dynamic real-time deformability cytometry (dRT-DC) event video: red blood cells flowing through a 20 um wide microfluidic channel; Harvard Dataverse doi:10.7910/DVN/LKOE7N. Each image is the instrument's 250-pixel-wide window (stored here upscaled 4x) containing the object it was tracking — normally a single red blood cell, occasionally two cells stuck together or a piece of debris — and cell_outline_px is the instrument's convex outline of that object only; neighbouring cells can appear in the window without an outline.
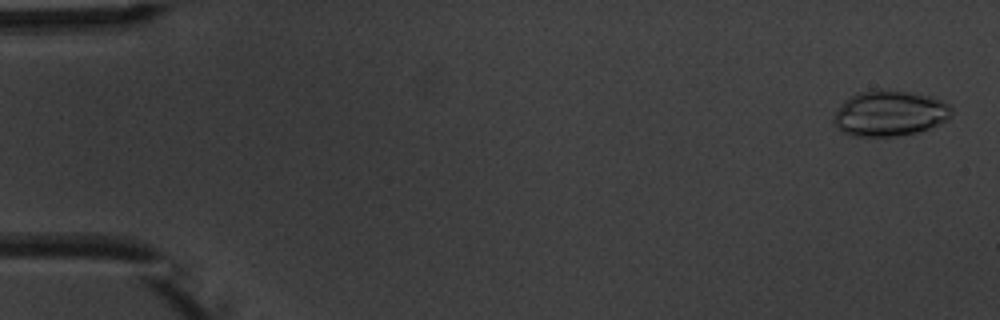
{"species": "common noctule bat (a hibernating species)", "species_latin": "Nyctalus noctula", "temperature_condition": "warm", "stored_images_in_passage": 5, "camera_frame_rate_fps": 3000, "um_per_image_px": 0.085, "animal": {"sex": "male", "body_mass_g": 20.1, "forearm_length_mm": 53.5}, "frame": {"image": 1, "passage_image": 1, "time_ms": 0.0, "image_size_px": [1000, 320], "cell_outline_px": [[952, 116], [948, 120], [940, 124], [920, 132], [896, 136], [852, 136], [836, 128], [832, 124], [832, 116], [840, 104], [844, 100], [856, 92], [872, 88], [880, 88], [912, 92], [932, 96], [948, 104], [952, 108]], "centroid_in_image_um": [75.59, 9.61], "position_along_channel_um": 9.4, "area_um2": 32.19}}